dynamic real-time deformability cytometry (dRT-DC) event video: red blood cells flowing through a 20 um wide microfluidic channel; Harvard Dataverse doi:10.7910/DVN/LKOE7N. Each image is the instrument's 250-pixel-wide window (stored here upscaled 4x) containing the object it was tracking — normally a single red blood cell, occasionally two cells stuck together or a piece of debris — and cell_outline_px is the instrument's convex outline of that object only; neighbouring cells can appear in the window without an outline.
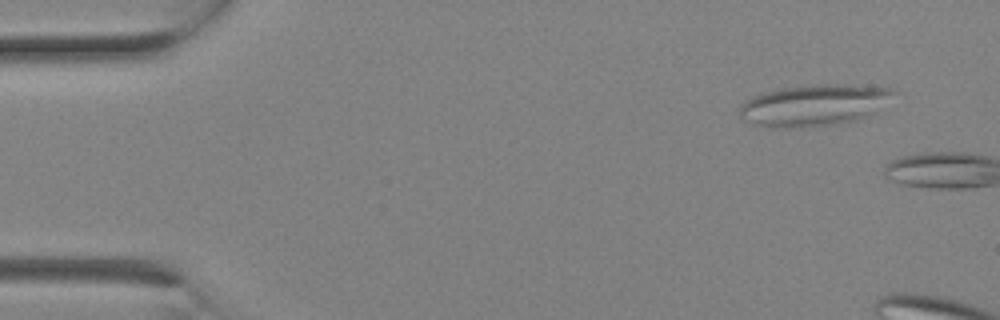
{"species": "Egyptian fruit bat (a non-hibernating species)", "species_latin": "Rousettus aegyptiacus", "temperature_condition": "room temperature", "stored_images_in_passage": 2, "camera_frame_rate_fps": 3000, "um_per_image_px": 0.085, "animal": {"sex": "female"}, "frame": {"image": 1, "passage_image": 2, "time_ms": 0.333, "image_size_px": [1000, 320], "cell_outline_px": [[896, 92], [864, 116], [856, 120], [840, 124], [756, 124], [744, 120], [740, 116], [740, 104], [752, 96], [764, 92], [780, 88], [812, 84], [844, 84], [892, 88]], "centroid_in_image_um": [69.16, 8.86], "position_along_channel_um": 15.8, "area_um2": 35.26}}